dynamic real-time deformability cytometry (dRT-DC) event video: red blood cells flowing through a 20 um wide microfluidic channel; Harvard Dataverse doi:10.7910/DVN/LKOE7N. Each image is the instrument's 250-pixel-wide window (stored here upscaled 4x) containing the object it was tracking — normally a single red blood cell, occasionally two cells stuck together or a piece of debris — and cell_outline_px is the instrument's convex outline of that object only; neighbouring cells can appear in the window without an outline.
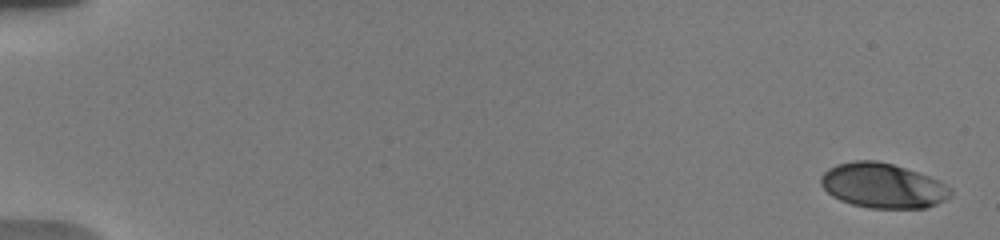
{"species": "human", "species_latin": "Homo sapiens", "temperature_condition": "warm", "stored_images_in_passage": 18, "camera_frame_rate_fps": 3000, "um_per_image_px": 0.085, "donor": {"sex": "male"}, "frame": {"image": 1, "passage_image": 1, "time_ms": 0.0, "image_size_px": [1000, 240], "cell_outline_px": [[952, 196], [936, 204], [924, 208], [868, 208], [852, 204], [840, 200], [832, 196], [820, 184], [820, 176], [828, 168], [836, 164], [852, 160], [876, 160], [892, 164], [940, 180], [952, 188]], "centroid_in_image_um": [75.03, 15.77], "position_along_channel_um": 10.0, "area_um2": 34.04}}
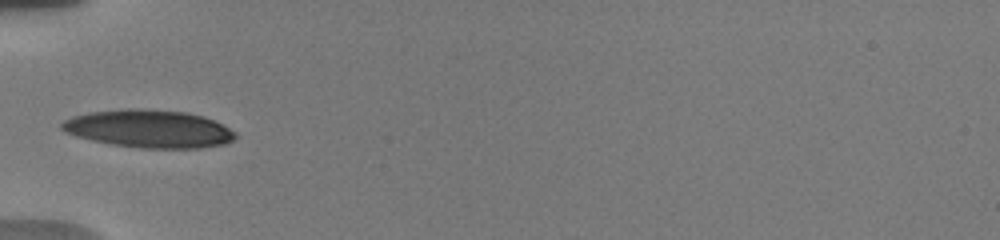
{"frame": {"image": 2, "passage_image": 7, "time_ms": 6.333, "image_size_px": [1000, 240], "cell_outline_px": [[236, 136], [232, 140], [224, 144], [200, 148], [140, 148], [112, 144], [92, 140], [76, 136], [64, 132], [60, 128], [60, 124], [64, 120], [72, 116], [88, 112], [124, 108], [140, 108], [188, 112], [204, 116], [224, 124], [236, 132]], "centroid_in_image_um": [12.65, 10.93], "position_along_channel_um": 72.3, "area_um2": 38.67}}
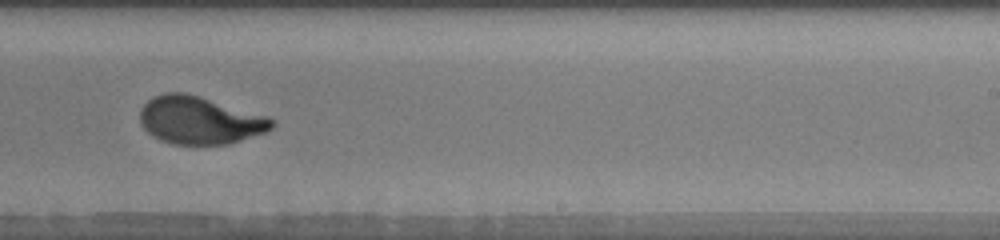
{"frame": {"image": 3, "passage_image": 12, "time_ms": 11.667, "image_size_px": [1000, 240], "cell_outline_px": [[276, 124], [272, 128], [264, 132], [228, 144], [172, 144], [160, 140], [148, 132], [144, 128], [140, 120], [140, 108], [148, 100], [164, 92], [184, 92], [268, 116], [276, 120]], "centroid_in_image_um": [16.97, 10.22], "position_along_channel_um": 272.0, "area_um2": 36.41}, "authors_computed_cell_mechanics": {"area_um2": 36.414, "velocity_mm_per_s": 3.7608, "shape_relaxation_time_tau1_ms": 4.4632, "shape_relaxation_time_tau2_ms": null, "deformation_change_tau1": 0.1704, "deformation_change_tau2": null}}